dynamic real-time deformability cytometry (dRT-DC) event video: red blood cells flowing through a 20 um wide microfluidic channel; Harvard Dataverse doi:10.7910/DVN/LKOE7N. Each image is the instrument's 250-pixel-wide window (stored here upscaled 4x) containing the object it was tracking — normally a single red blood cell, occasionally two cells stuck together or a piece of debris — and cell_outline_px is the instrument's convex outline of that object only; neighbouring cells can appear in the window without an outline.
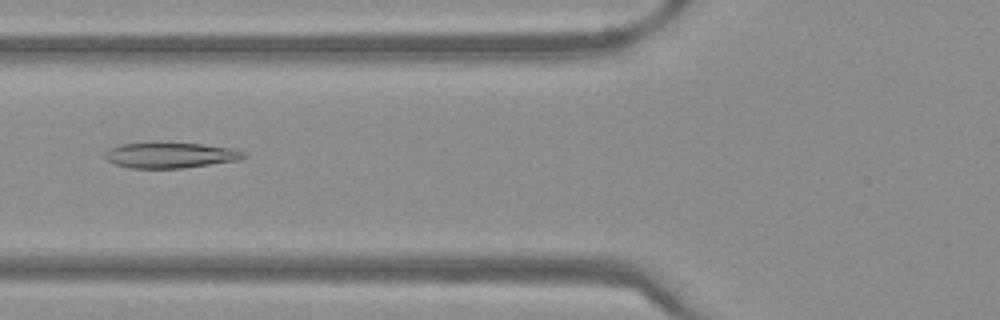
{"species": "Egyptian fruit bat (a non-hibernating species)", "species_latin": "Rousettus aegyptiacus", "temperature_condition": "warm", "stored_images_in_passage": 45, "camera_frame_rate_fps": 3000, "um_per_image_px": 0.085, "frame": {"image": 1, "passage_image": 15, "time_ms": 4.667, "image_size_px": [1000, 320], "cell_outline_px": [[248, 156], [240, 160], [184, 168], [132, 168], [112, 164], [104, 160], [104, 152], [108, 148], [120, 144], [204, 144], [236, 148], [248, 152]], "centroid_in_image_um": [14.52, 13.21], "position_along_channel_um": 111.3, "area_um2": 20.81}}
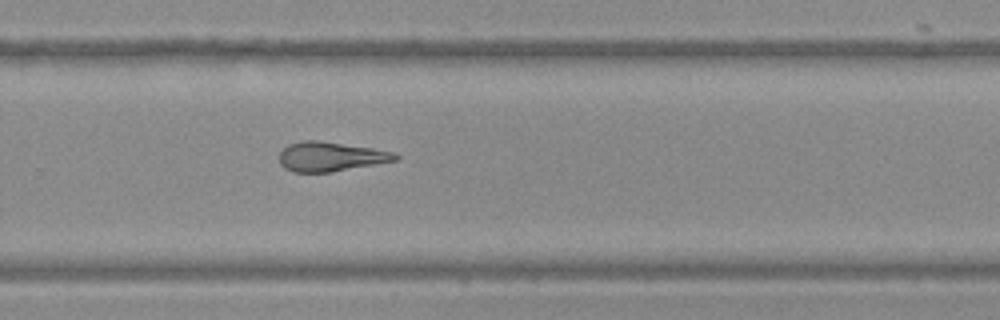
{"frame": {"image": 2, "passage_image": 29, "time_ms": 9.333, "image_size_px": [1000, 320], "cell_outline_px": [[400, 160], [332, 172], [292, 172], [284, 168], [280, 164], [280, 152], [288, 144], [304, 140], [320, 140], [372, 148], [396, 152], [400, 156]], "centroid_in_image_um": [28.14, 13.31], "position_along_channel_um": 301.7, "area_um2": 20.17}}
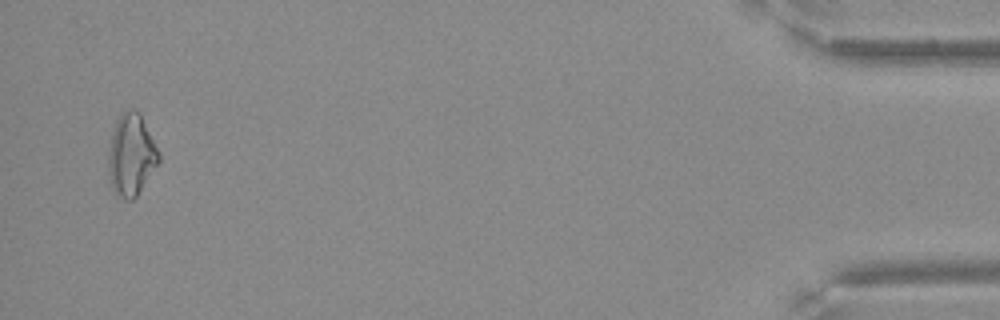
{"frame": {"image": 3, "passage_image": 44, "time_ms": 14.333, "image_size_px": [1000, 320], "cell_outline_px": [[160, 160], [136, 196], [132, 200], [124, 200], [116, 192], [112, 184], [108, 168], [108, 156], [112, 128], [120, 112], [128, 108], [132, 108], [140, 112], [160, 152]], "centroid_in_image_um": [11.16, 13.09], "position_along_channel_um": 424.0, "area_um2": 24.04}}